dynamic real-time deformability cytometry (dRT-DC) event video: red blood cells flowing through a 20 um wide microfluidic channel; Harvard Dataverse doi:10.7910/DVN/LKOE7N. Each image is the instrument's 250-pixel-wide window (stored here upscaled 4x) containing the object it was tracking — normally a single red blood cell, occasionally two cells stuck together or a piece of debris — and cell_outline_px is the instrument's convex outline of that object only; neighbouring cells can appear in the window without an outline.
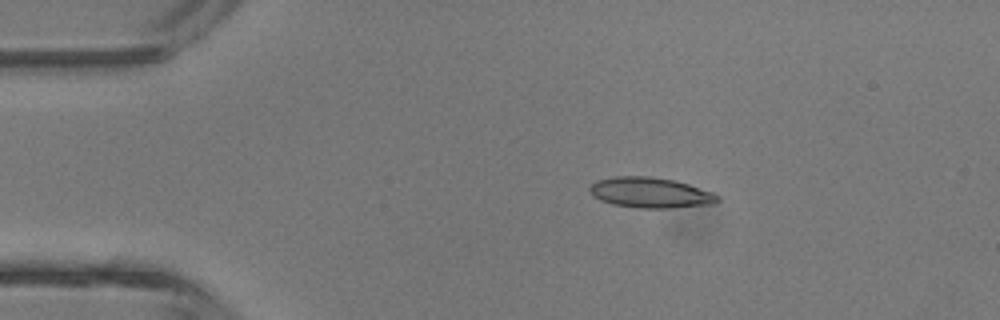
{"species": "common noctule bat (a hibernating species)", "species_latin": "Nyctalus noctula", "temperature_condition": "room temperature", "stored_images_in_passage": 3, "camera_frame_rate_fps": 3000, "um_per_image_px": 0.085, "animal": {"sex": "male", "body_mass_g": 13.3}, "frame": {"image": 1, "passage_image": 2, "time_ms": 1.333, "image_size_px": [1000, 320], "cell_outline_px": [[720, 200], [716, 204], [672, 208], [640, 208], [612, 204], [600, 200], [592, 196], [588, 188], [596, 180], [612, 176], [648, 176], [672, 180], [688, 184], [712, 192], [720, 196]], "centroid_in_image_um": [55.28, 16.38], "position_along_channel_um": 29.7, "area_um2": 22.89}}